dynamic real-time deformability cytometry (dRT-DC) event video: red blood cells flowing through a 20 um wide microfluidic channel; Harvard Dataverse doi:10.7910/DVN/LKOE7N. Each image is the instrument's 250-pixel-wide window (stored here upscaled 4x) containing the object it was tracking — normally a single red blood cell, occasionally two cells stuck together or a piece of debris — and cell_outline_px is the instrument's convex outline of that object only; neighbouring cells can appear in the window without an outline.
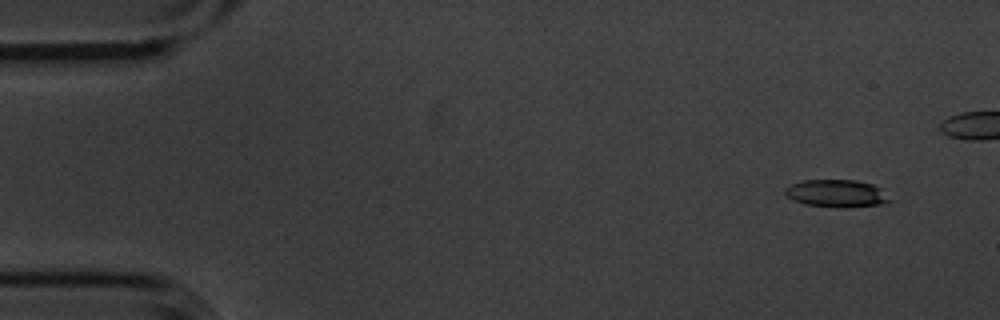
{"species": "common noctule bat (a hibernating species)", "species_latin": "Nyctalus noctula", "temperature_condition": "cold", "stored_images_in_passage": 6, "camera_frame_rate_fps": 3000, "um_per_image_px": 0.085, "animal": {"sex": "male", "body_mass_g": 20.1, "forearm_length_mm": 53.5}, "frame": {"image": 1, "passage_image": 1, "time_ms": 0.0, "image_size_px": [1000, 320], "cell_outline_px": [[892, 200], [880, 204], [848, 208], [836, 208], [804, 204], [792, 200], [784, 192], [784, 188], [788, 184], [804, 180], [856, 180], [872, 184], [880, 188]], "centroid_in_image_um": [71.07, 16.45], "position_along_channel_um": 13.9, "area_um2": 16.99}}
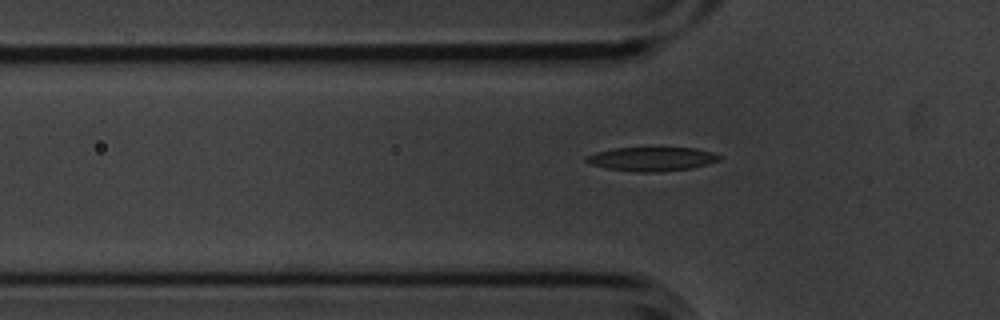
{"frame": {"image": 2, "passage_image": 6, "time_ms": 1.667, "image_size_px": [1000, 320], "cell_outline_px": [[720, 160], [708, 164], [692, 168], [660, 172], [636, 172], [608, 168], [588, 164], [584, 160], [584, 156], [596, 152], [612, 148], [696, 148], [712, 152], [720, 156]], "centroid_in_image_um": [55.37, 13.52], "position_along_channel_um": 70.4, "area_um2": 18.67}}